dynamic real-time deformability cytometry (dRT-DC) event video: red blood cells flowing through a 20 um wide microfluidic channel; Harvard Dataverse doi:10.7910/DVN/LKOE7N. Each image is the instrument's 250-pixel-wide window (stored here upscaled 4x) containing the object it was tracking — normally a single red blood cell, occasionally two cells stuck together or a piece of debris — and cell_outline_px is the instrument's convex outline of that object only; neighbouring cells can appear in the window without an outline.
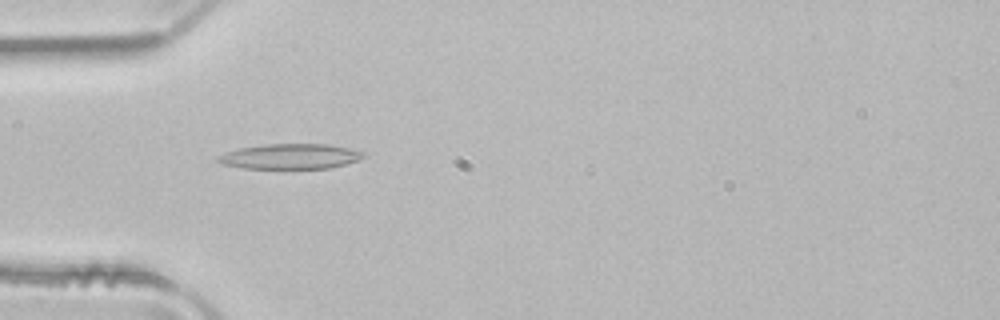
{"species": "common noctule bat (a hibernating species)", "species_latin": "Nyctalus noctula", "temperature_condition": "room temperature", "stored_images_in_passage": 49, "camera_frame_rate_fps": 3000, "um_per_image_px": 0.085, "animal": {"sex": "male", "body_mass_g": 21.5, "forearm_length_mm": 52.0}, "frame": {"image": 1, "passage_image": 14, "time_ms": 4.333, "image_size_px": [1000, 320], "cell_outline_px": [[364, 156], [360, 160], [328, 168], [244, 168], [224, 164], [216, 160], [216, 156], [224, 152], [240, 148], [264, 144], [328, 144], [348, 148], [364, 152]], "centroid_in_image_um": [24.65, 13.29], "position_along_channel_um": 60.3, "area_um2": 21.21}}
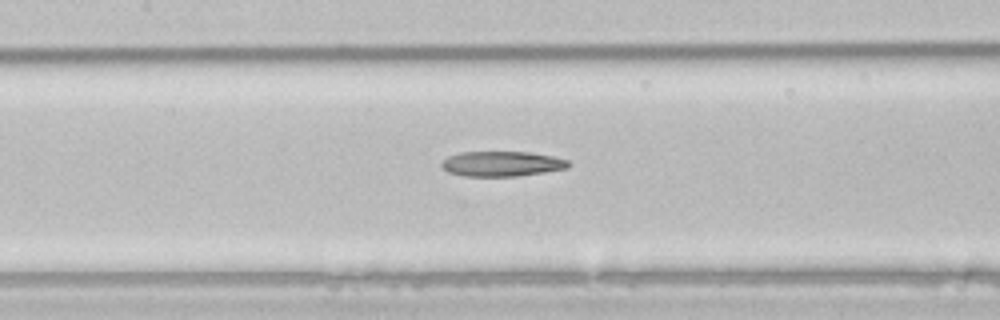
{"frame": {"image": 2, "passage_image": 22, "time_ms": 7.0, "image_size_px": [1000, 320], "cell_outline_px": [[572, 164], [568, 168], [544, 172], [516, 176], [464, 176], [448, 172], [440, 164], [448, 156], [460, 152], [528, 152], [552, 156], [568, 160]], "centroid_in_image_um": [42.67, 13.92], "position_along_channel_um": 164.7, "area_um2": 18.5}}
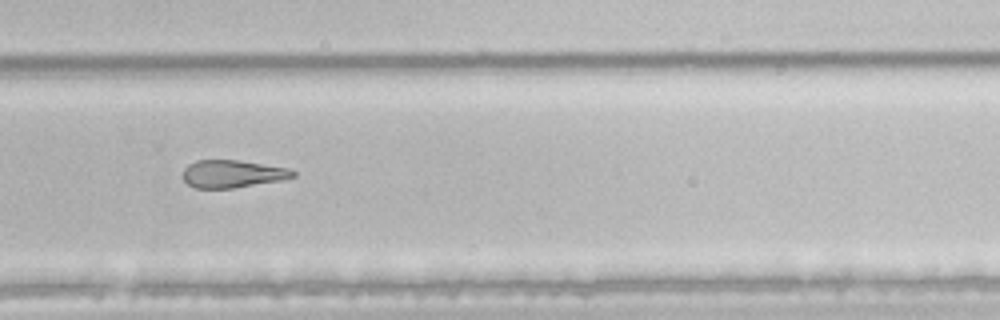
{"frame": {"image": 3, "passage_image": 33, "time_ms": 10.667, "image_size_px": [1000, 320], "cell_outline_px": [[296, 176], [280, 180], [232, 188], [196, 188], [188, 184], [184, 180], [184, 168], [188, 164], [196, 160], [236, 160], [288, 168], [296, 172]], "centroid_in_image_um": [19.74, 14.77], "position_along_channel_um": 310.1, "area_um2": 17.46}}